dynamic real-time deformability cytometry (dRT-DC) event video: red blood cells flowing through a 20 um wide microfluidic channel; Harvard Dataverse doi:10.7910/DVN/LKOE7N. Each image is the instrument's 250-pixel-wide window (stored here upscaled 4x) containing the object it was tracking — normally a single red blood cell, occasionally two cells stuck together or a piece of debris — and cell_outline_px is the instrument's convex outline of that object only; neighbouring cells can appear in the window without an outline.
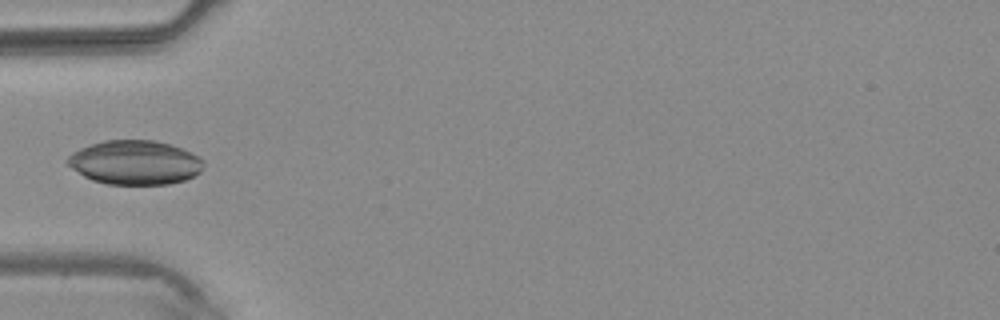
{"species": "common noctule bat (a hibernating species)", "species_latin": "Nyctalus noctula", "temperature_condition": "warm", "stored_images_in_passage": 3, "camera_frame_rate_fps": 3000, "um_per_image_px": 0.085, "animal": {"sex": "male", "body_mass_g": 20.4}, "frame": {"image": 1, "passage_image": 3, "time_ms": 2.667, "image_size_px": [1000, 320], "cell_outline_px": [[204, 164], [200, 172], [184, 180], [168, 184], [108, 184], [92, 180], [84, 176], [72, 168], [64, 160], [72, 152], [80, 148], [104, 140], [152, 140], [168, 144], [192, 152], [200, 156], [204, 160]], "centroid_in_image_um": [11.47, 13.81], "position_along_channel_um": 73.5, "area_um2": 34.97}}